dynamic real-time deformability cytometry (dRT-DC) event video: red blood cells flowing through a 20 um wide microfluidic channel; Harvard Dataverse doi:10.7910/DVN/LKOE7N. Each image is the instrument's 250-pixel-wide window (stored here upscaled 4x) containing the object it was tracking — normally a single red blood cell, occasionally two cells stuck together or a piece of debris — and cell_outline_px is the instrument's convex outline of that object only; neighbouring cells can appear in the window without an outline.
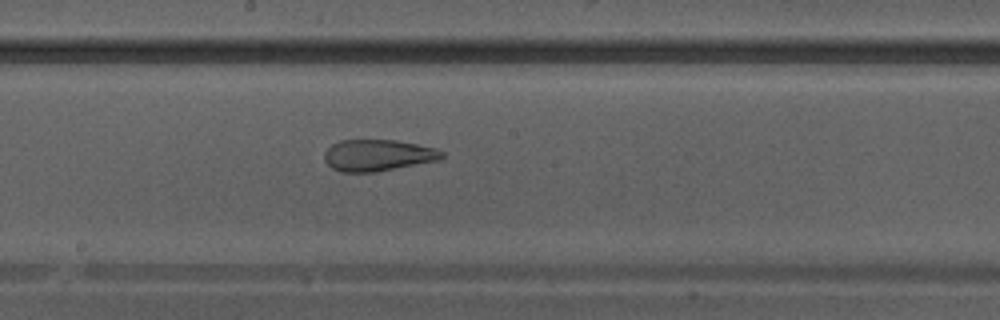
{"species": "Egyptian fruit bat (a non-hibernating species)", "species_latin": "Rousettus aegyptiacus", "temperature_condition": "warm", "stored_images_in_passage": 33, "camera_frame_rate_fps": 3000, "um_per_image_px": 0.085, "animal": {"sex": "male"}, "frame": {"image": 1, "passage_image": 15, "time_ms": 4.667, "image_size_px": [1000, 320], "cell_outline_px": [[444, 156], [440, 160], [372, 172], [340, 172], [332, 168], [324, 160], [324, 152], [332, 144], [340, 140], [396, 140], [436, 148], [444, 152]], "centroid_in_image_um": [32.11, 13.19], "position_along_channel_um": 216.1, "area_um2": 21.5}}